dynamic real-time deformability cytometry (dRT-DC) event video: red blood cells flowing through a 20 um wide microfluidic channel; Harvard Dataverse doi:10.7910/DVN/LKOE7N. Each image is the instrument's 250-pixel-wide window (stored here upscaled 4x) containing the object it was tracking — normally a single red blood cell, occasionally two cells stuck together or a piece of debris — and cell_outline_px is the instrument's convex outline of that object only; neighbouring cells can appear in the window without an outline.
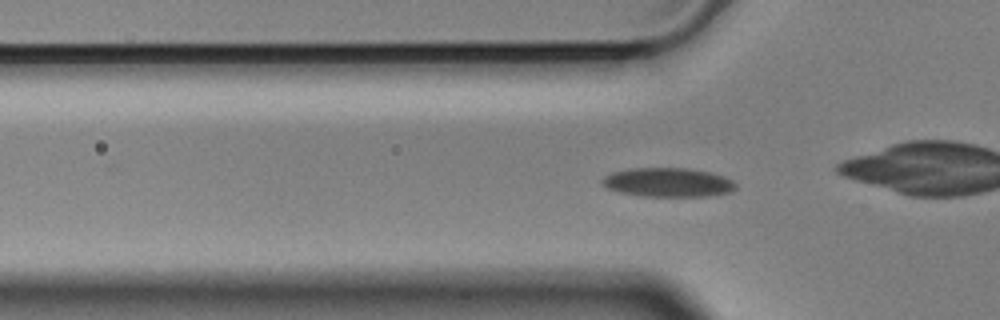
{"species": "Egyptian fruit bat (a non-hibernating species)", "species_latin": "Rousettus aegyptiacus", "temperature_condition": "cold", "stored_images_in_passage": 57, "camera_frame_rate_fps": 3000, "um_per_image_px": 0.085, "animal": {"sex": "male"}, "frame": {"image": 1, "passage_image": 17, "time_ms": 5.333, "image_size_px": [1000, 320], "cell_outline_px": [[736, 188], [728, 192], [708, 196], [640, 196], [620, 192], [608, 188], [600, 184], [600, 180], [604, 176], [612, 172], [628, 168], [688, 168], [708, 172], [724, 176], [732, 180], [736, 184]], "centroid_in_image_um": [56.73, 15.49], "position_along_channel_um": 69.1, "area_um2": 22.66}}
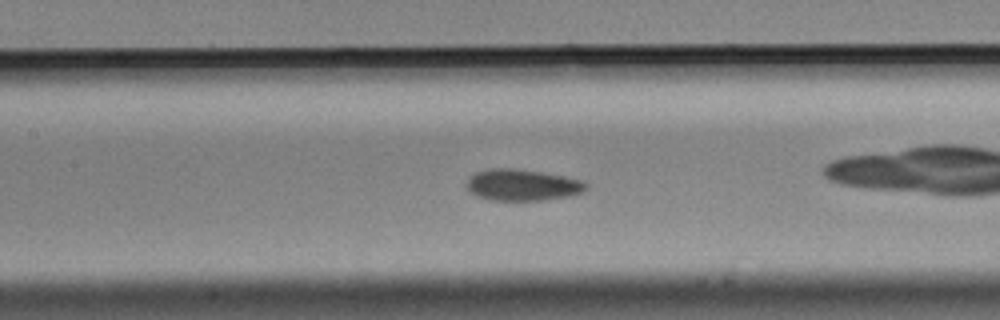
{"frame": {"image": 2, "passage_image": 25, "time_ms": 8.0, "image_size_px": [1000, 320], "cell_outline_px": [[588, 188], [584, 192], [568, 196], [540, 200], [492, 200], [476, 196], [468, 188], [468, 176], [476, 172], [488, 168], [512, 168], [540, 172], [564, 176], [580, 180], [588, 184]], "centroid_in_image_um": [44.4, 15.72], "position_along_channel_um": 163.0, "area_um2": 21.73}, "authors_computed_cell_mechanics": {"area_um2": 21.0392, "velocity_mm_per_s": 3.4896, "shape_relaxation_time_tau1_ms": 3.236, "shape_relaxation_time_tau2_ms": 2.084, "deformation_change_tau1": 0.0994, "deformation_change_tau2": 0.0652}}